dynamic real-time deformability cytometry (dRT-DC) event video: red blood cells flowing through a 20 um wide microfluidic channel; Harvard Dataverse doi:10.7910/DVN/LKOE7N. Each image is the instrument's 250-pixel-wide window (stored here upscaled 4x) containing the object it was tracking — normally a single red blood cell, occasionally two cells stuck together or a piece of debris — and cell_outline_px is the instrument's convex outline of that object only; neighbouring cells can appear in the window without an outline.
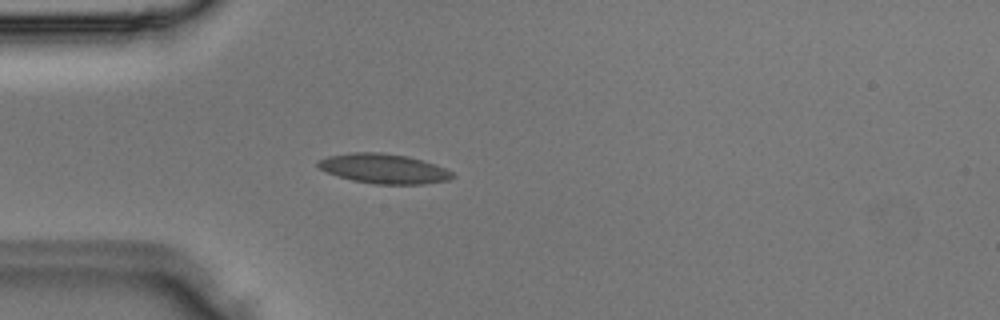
{"species": "Egyptian fruit bat (a non-hibernating species)", "species_latin": "Rousettus aegyptiacus", "temperature_condition": "room temperature", "stored_images_in_passage": 2, "camera_frame_rate_fps": 3000, "um_per_image_px": 0.085, "animal": {"sex": "male"}, "frame": {"image": 1, "passage_image": 2, "time_ms": 0.333, "image_size_px": [1000, 320], "cell_outline_px": [[456, 176], [448, 180], [424, 184], [376, 184], [352, 180], [328, 172], [320, 168], [316, 164], [320, 160], [328, 156], [352, 152], [380, 152], [408, 156], [436, 164], [452, 172]], "centroid_in_image_um": [32.66, 14.33], "position_along_channel_um": 52.3, "area_um2": 23.12}}